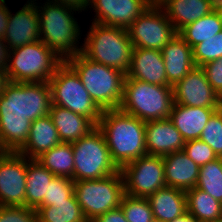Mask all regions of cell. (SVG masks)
<instances>
[{
	"mask_svg": "<svg viewBox=\"0 0 222 222\" xmlns=\"http://www.w3.org/2000/svg\"><path fill=\"white\" fill-rule=\"evenodd\" d=\"M174 103L190 107L220 108V96L199 66H195L173 87Z\"/></svg>",
	"mask_w": 222,
	"mask_h": 222,
	"instance_id": "5bb4252c",
	"label": "cell"
},
{
	"mask_svg": "<svg viewBox=\"0 0 222 222\" xmlns=\"http://www.w3.org/2000/svg\"><path fill=\"white\" fill-rule=\"evenodd\" d=\"M183 152L199 167L219 158L214 150L200 139L185 142Z\"/></svg>",
	"mask_w": 222,
	"mask_h": 222,
	"instance_id": "d590c367",
	"label": "cell"
},
{
	"mask_svg": "<svg viewBox=\"0 0 222 222\" xmlns=\"http://www.w3.org/2000/svg\"><path fill=\"white\" fill-rule=\"evenodd\" d=\"M212 89L222 95V57L201 66Z\"/></svg>",
	"mask_w": 222,
	"mask_h": 222,
	"instance_id": "74e56055",
	"label": "cell"
},
{
	"mask_svg": "<svg viewBox=\"0 0 222 222\" xmlns=\"http://www.w3.org/2000/svg\"><path fill=\"white\" fill-rule=\"evenodd\" d=\"M149 7L146 0H89L88 4L95 12L92 22L124 29Z\"/></svg>",
	"mask_w": 222,
	"mask_h": 222,
	"instance_id": "9a60e30c",
	"label": "cell"
},
{
	"mask_svg": "<svg viewBox=\"0 0 222 222\" xmlns=\"http://www.w3.org/2000/svg\"><path fill=\"white\" fill-rule=\"evenodd\" d=\"M74 193V180L66 177L55 176L48 185L47 197H44L42 206H51L55 203L69 202V197Z\"/></svg>",
	"mask_w": 222,
	"mask_h": 222,
	"instance_id": "836d02e7",
	"label": "cell"
},
{
	"mask_svg": "<svg viewBox=\"0 0 222 222\" xmlns=\"http://www.w3.org/2000/svg\"><path fill=\"white\" fill-rule=\"evenodd\" d=\"M60 143L57 129L48 114L31 122L28 139L18 153L29 159H37Z\"/></svg>",
	"mask_w": 222,
	"mask_h": 222,
	"instance_id": "603a6c76",
	"label": "cell"
},
{
	"mask_svg": "<svg viewBox=\"0 0 222 222\" xmlns=\"http://www.w3.org/2000/svg\"><path fill=\"white\" fill-rule=\"evenodd\" d=\"M56 3L66 5L78 10V14L82 11H88L89 0H51Z\"/></svg>",
	"mask_w": 222,
	"mask_h": 222,
	"instance_id": "ab89813d",
	"label": "cell"
},
{
	"mask_svg": "<svg viewBox=\"0 0 222 222\" xmlns=\"http://www.w3.org/2000/svg\"><path fill=\"white\" fill-rule=\"evenodd\" d=\"M219 108L190 107L173 104L169 119L181 133L185 142L199 139L209 118Z\"/></svg>",
	"mask_w": 222,
	"mask_h": 222,
	"instance_id": "44dd1931",
	"label": "cell"
},
{
	"mask_svg": "<svg viewBox=\"0 0 222 222\" xmlns=\"http://www.w3.org/2000/svg\"><path fill=\"white\" fill-rule=\"evenodd\" d=\"M5 2L6 0H0V5H7Z\"/></svg>",
	"mask_w": 222,
	"mask_h": 222,
	"instance_id": "f907efd6",
	"label": "cell"
},
{
	"mask_svg": "<svg viewBox=\"0 0 222 222\" xmlns=\"http://www.w3.org/2000/svg\"><path fill=\"white\" fill-rule=\"evenodd\" d=\"M195 187L222 203V157L200 167Z\"/></svg>",
	"mask_w": 222,
	"mask_h": 222,
	"instance_id": "4dcf8cb0",
	"label": "cell"
},
{
	"mask_svg": "<svg viewBox=\"0 0 222 222\" xmlns=\"http://www.w3.org/2000/svg\"><path fill=\"white\" fill-rule=\"evenodd\" d=\"M8 151L4 148L0 140V157H3Z\"/></svg>",
	"mask_w": 222,
	"mask_h": 222,
	"instance_id": "bcb514c9",
	"label": "cell"
},
{
	"mask_svg": "<svg viewBox=\"0 0 222 222\" xmlns=\"http://www.w3.org/2000/svg\"><path fill=\"white\" fill-rule=\"evenodd\" d=\"M71 144L74 153V181L98 180L120 170L112 161L105 137L97 126Z\"/></svg>",
	"mask_w": 222,
	"mask_h": 222,
	"instance_id": "ba28073f",
	"label": "cell"
},
{
	"mask_svg": "<svg viewBox=\"0 0 222 222\" xmlns=\"http://www.w3.org/2000/svg\"><path fill=\"white\" fill-rule=\"evenodd\" d=\"M9 82L5 69L0 68V94L5 89L6 84Z\"/></svg>",
	"mask_w": 222,
	"mask_h": 222,
	"instance_id": "ee69618b",
	"label": "cell"
},
{
	"mask_svg": "<svg viewBox=\"0 0 222 222\" xmlns=\"http://www.w3.org/2000/svg\"><path fill=\"white\" fill-rule=\"evenodd\" d=\"M36 211L38 222H88L74 193L69 197V202L41 206Z\"/></svg>",
	"mask_w": 222,
	"mask_h": 222,
	"instance_id": "f546056e",
	"label": "cell"
},
{
	"mask_svg": "<svg viewBox=\"0 0 222 222\" xmlns=\"http://www.w3.org/2000/svg\"><path fill=\"white\" fill-rule=\"evenodd\" d=\"M66 62L79 75L91 99L103 111L119 109L126 74L113 67L96 63L78 53Z\"/></svg>",
	"mask_w": 222,
	"mask_h": 222,
	"instance_id": "277c9868",
	"label": "cell"
},
{
	"mask_svg": "<svg viewBox=\"0 0 222 222\" xmlns=\"http://www.w3.org/2000/svg\"><path fill=\"white\" fill-rule=\"evenodd\" d=\"M25 207L37 210L47 197L48 185L55 175L36 159L27 158Z\"/></svg>",
	"mask_w": 222,
	"mask_h": 222,
	"instance_id": "484cf974",
	"label": "cell"
},
{
	"mask_svg": "<svg viewBox=\"0 0 222 222\" xmlns=\"http://www.w3.org/2000/svg\"><path fill=\"white\" fill-rule=\"evenodd\" d=\"M120 207L128 222H151L153 212L147 198L124 194Z\"/></svg>",
	"mask_w": 222,
	"mask_h": 222,
	"instance_id": "1f68e13d",
	"label": "cell"
},
{
	"mask_svg": "<svg viewBox=\"0 0 222 222\" xmlns=\"http://www.w3.org/2000/svg\"><path fill=\"white\" fill-rule=\"evenodd\" d=\"M51 104L49 82L6 84L0 94V140L8 152L24 146L31 122L48 115Z\"/></svg>",
	"mask_w": 222,
	"mask_h": 222,
	"instance_id": "6da1fadb",
	"label": "cell"
},
{
	"mask_svg": "<svg viewBox=\"0 0 222 222\" xmlns=\"http://www.w3.org/2000/svg\"><path fill=\"white\" fill-rule=\"evenodd\" d=\"M35 1H38V0H27L26 4H37V2Z\"/></svg>",
	"mask_w": 222,
	"mask_h": 222,
	"instance_id": "c3c4849f",
	"label": "cell"
},
{
	"mask_svg": "<svg viewBox=\"0 0 222 222\" xmlns=\"http://www.w3.org/2000/svg\"><path fill=\"white\" fill-rule=\"evenodd\" d=\"M36 160L55 176L74 180V153L71 143L61 142Z\"/></svg>",
	"mask_w": 222,
	"mask_h": 222,
	"instance_id": "f1b7e54d",
	"label": "cell"
},
{
	"mask_svg": "<svg viewBox=\"0 0 222 222\" xmlns=\"http://www.w3.org/2000/svg\"><path fill=\"white\" fill-rule=\"evenodd\" d=\"M36 7L40 41L64 61L81 53L82 44L79 41L82 32L78 19L74 17L78 10L51 0H46L43 4L37 3Z\"/></svg>",
	"mask_w": 222,
	"mask_h": 222,
	"instance_id": "3957f363",
	"label": "cell"
},
{
	"mask_svg": "<svg viewBox=\"0 0 222 222\" xmlns=\"http://www.w3.org/2000/svg\"><path fill=\"white\" fill-rule=\"evenodd\" d=\"M63 62L42 41H36L9 50L5 71L11 82H49Z\"/></svg>",
	"mask_w": 222,
	"mask_h": 222,
	"instance_id": "8992f818",
	"label": "cell"
},
{
	"mask_svg": "<svg viewBox=\"0 0 222 222\" xmlns=\"http://www.w3.org/2000/svg\"><path fill=\"white\" fill-rule=\"evenodd\" d=\"M0 222H38L37 211L24 206H0Z\"/></svg>",
	"mask_w": 222,
	"mask_h": 222,
	"instance_id": "8d00e7d4",
	"label": "cell"
},
{
	"mask_svg": "<svg viewBox=\"0 0 222 222\" xmlns=\"http://www.w3.org/2000/svg\"><path fill=\"white\" fill-rule=\"evenodd\" d=\"M161 8L178 33L217 8V0H167Z\"/></svg>",
	"mask_w": 222,
	"mask_h": 222,
	"instance_id": "7402d4cb",
	"label": "cell"
},
{
	"mask_svg": "<svg viewBox=\"0 0 222 222\" xmlns=\"http://www.w3.org/2000/svg\"><path fill=\"white\" fill-rule=\"evenodd\" d=\"M199 139L207 143L218 157H222V111L220 109L209 118Z\"/></svg>",
	"mask_w": 222,
	"mask_h": 222,
	"instance_id": "e575fe53",
	"label": "cell"
},
{
	"mask_svg": "<svg viewBox=\"0 0 222 222\" xmlns=\"http://www.w3.org/2000/svg\"><path fill=\"white\" fill-rule=\"evenodd\" d=\"M49 115L57 129L61 142H75L96 127L86 116L57 105H51Z\"/></svg>",
	"mask_w": 222,
	"mask_h": 222,
	"instance_id": "cb8c5ba5",
	"label": "cell"
},
{
	"mask_svg": "<svg viewBox=\"0 0 222 222\" xmlns=\"http://www.w3.org/2000/svg\"><path fill=\"white\" fill-rule=\"evenodd\" d=\"M9 50L40 41L39 18L36 4L23 5L15 14L10 11L3 38Z\"/></svg>",
	"mask_w": 222,
	"mask_h": 222,
	"instance_id": "2e32d148",
	"label": "cell"
},
{
	"mask_svg": "<svg viewBox=\"0 0 222 222\" xmlns=\"http://www.w3.org/2000/svg\"><path fill=\"white\" fill-rule=\"evenodd\" d=\"M168 86H174L181 81L194 67L192 48L177 33L161 49Z\"/></svg>",
	"mask_w": 222,
	"mask_h": 222,
	"instance_id": "d6986e66",
	"label": "cell"
},
{
	"mask_svg": "<svg viewBox=\"0 0 222 222\" xmlns=\"http://www.w3.org/2000/svg\"><path fill=\"white\" fill-rule=\"evenodd\" d=\"M92 222H128L121 207L107 211Z\"/></svg>",
	"mask_w": 222,
	"mask_h": 222,
	"instance_id": "f35d334b",
	"label": "cell"
},
{
	"mask_svg": "<svg viewBox=\"0 0 222 222\" xmlns=\"http://www.w3.org/2000/svg\"><path fill=\"white\" fill-rule=\"evenodd\" d=\"M145 145L147 155L165 156L173 152L183 151L185 141L168 118L145 123Z\"/></svg>",
	"mask_w": 222,
	"mask_h": 222,
	"instance_id": "e0dca14e",
	"label": "cell"
},
{
	"mask_svg": "<svg viewBox=\"0 0 222 222\" xmlns=\"http://www.w3.org/2000/svg\"><path fill=\"white\" fill-rule=\"evenodd\" d=\"M128 78L168 86L165 64L159 50L133 48Z\"/></svg>",
	"mask_w": 222,
	"mask_h": 222,
	"instance_id": "ac0fdd59",
	"label": "cell"
},
{
	"mask_svg": "<svg viewBox=\"0 0 222 222\" xmlns=\"http://www.w3.org/2000/svg\"><path fill=\"white\" fill-rule=\"evenodd\" d=\"M173 104L172 86L154 85L126 76L120 110L147 122L168 119Z\"/></svg>",
	"mask_w": 222,
	"mask_h": 222,
	"instance_id": "52a82bcc",
	"label": "cell"
},
{
	"mask_svg": "<svg viewBox=\"0 0 222 222\" xmlns=\"http://www.w3.org/2000/svg\"><path fill=\"white\" fill-rule=\"evenodd\" d=\"M145 123L120 109L102 111L97 127L102 131L111 159L119 169L147 155Z\"/></svg>",
	"mask_w": 222,
	"mask_h": 222,
	"instance_id": "7a4b0ae2",
	"label": "cell"
},
{
	"mask_svg": "<svg viewBox=\"0 0 222 222\" xmlns=\"http://www.w3.org/2000/svg\"><path fill=\"white\" fill-rule=\"evenodd\" d=\"M169 222H199V221L187 211L183 215Z\"/></svg>",
	"mask_w": 222,
	"mask_h": 222,
	"instance_id": "7bdbcfd3",
	"label": "cell"
},
{
	"mask_svg": "<svg viewBox=\"0 0 222 222\" xmlns=\"http://www.w3.org/2000/svg\"><path fill=\"white\" fill-rule=\"evenodd\" d=\"M222 31V13L216 8L211 13L182 28L178 34L193 48Z\"/></svg>",
	"mask_w": 222,
	"mask_h": 222,
	"instance_id": "83f0119b",
	"label": "cell"
},
{
	"mask_svg": "<svg viewBox=\"0 0 222 222\" xmlns=\"http://www.w3.org/2000/svg\"><path fill=\"white\" fill-rule=\"evenodd\" d=\"M151 222H167L158 218H153Z\"/></svg>",
	"mask_w": 222,
	"mask_h": 222,
	"instance_id": "681fc988",
	"label": "cell"
},
{
	"mask_svg": "<svg viewBox=\"0 0 222 222\" xmlns=\"http://www.w3.org/2000/svg\"><path fill=\"white\" fill-rule=\"evenodd\" d=\"M217 8L221 11L222 13V0H217Z\"/></svg>",
	"mask_w": 222,
	"mask_h": 222,
	"instance_id": "7dc6e473",
	"label": "cell"
},
{
	"mask_svg": "<svg viewBox=\"0 0 222 222\" xmlns=\"http://www.w3.org/2000/svg\"><path fill=\"white\" fill-rule=\"evenodd\" d=\"M52 104L86 116L96 126L102 110L91 99L76 71L64 61L50 78Z\"/></svg>",
	"mask_w": 222,
	"mask_h": 222,
	"instance_id": "30bf717a",
	"label": "cell"
},
{
	"mask_svg": "<svg viewBox=\"0 0 222 222\" xmlns=\"http://www.w3.org/2000/svg\"><path fill=\"white\" fill-rule=\"evenodd\" d=\"M167 0H146L149 6L161 7Z\"/></svg>",
	"mask_w": 222,
	"mask_h": 222,
	"instance_id": "f6af8a7d",
	"label": "cell"
},
{
	"mask_svg": "<svg viewBox=\"0 0 222 222\" xmlns=\"http://www.w3.org/2000/svg\"><path fill=\"white\" fill-rule=\"evenodd\" d=\"M7 5H0V38H4L5 31L8 25V17L10 14V9Z\"/></svg>",
	"mask_w": 222,
	"mask_h": 222,
	"instance_id": "60d3db41",
	"label": "cell"
},
{
	"mask_svg": "<svg viewBox=\"0 0 222 222\" xmlns=\"http://www.w3.org/2000/svg\"><path fill=\"white\" fill-rule=\"evenodd\" d=\"M133 48L161 49L176 35L161 7L150 6L127 29Z\"/></svg>",
	"mask_w": 222,
	"mask_h": 222,
	"instance_id": "7c38bea8",
	"label": "cell"
},
{
	"mask_svg": "<svg viewBox=\"0 0 222 222\" xmlns=\"http://www.w3.org/2000/svg\"><path fill=\"white\" fill-rule=\"evenodd\" d=\"M74 194L88 222L120 207L125 194L121 170L98 180L74 181Z\"/></svg>",
	"mask_w": 222,
	"mask_h": 222,
	"instance_id": "9c48e42d",
	"label": "cell"
},
{
	"mask_svg": "<svg viewBox=\"0 0 222 222\" xmlns=\"http://www.w3.org/2000/svg\"><path fill=\"white\" fill-rule=\"evenodd\" d=\"M163 165L166 186L183 191L196 186L200 167L183 151L163 156Z\"/></svg>",
	"mask_w": 222,
	"mask_h": 222,
	"instance_id": "ffe728a7",
	"label": "cell"
},
{
	"mask_svg": "<svg viewBox=\"0 0 222 222\" xmlns=\"http://www.w3.org/2000/svg\"><path fill=\"white\" fill-rule=\"evenodd\" d=\"M220 106H222V95L220 96Z\"/></svg>",
	"mask_w": 222,
	"mask_h": 222,
	"instance_id": "816d5d0a",
	"label": "cell"
},
{
	"mask_svg": "<svg viewBox=\"0 0 222 222\" xmlns=\"http://www.w3.org/2000/svg\"><path fill=\"white\" fill-rule=\"evenodd\" d=\"M153 218L172 221L187 212L186 191L165 186L148 198Z\"/></svg>",
	"mask_w": 222,
	"mask_h": 222,
	"instance_id": "d4e9b609",
	"label": "cell"
},
{
	"mask_svg": "<svg viewBox=\"0 0 222 222\" xmlns=\"http://www.w3.org/2000/svg\"><path fill=\"white\" fill-rule=\"evenodd\" d=\"M187 211L199 222L222 221V203L207 192L194 187L186 191Z\"/></svg>",
	"mask_w": 222,
	"mask_h": 222,
	"instance_id": "4316f807",
	"label": "cell"
},
{
	"mask_svg": "<svg viewBox=\"0 0 222 222\" xmlns=\"http://www.w3.org/2000/svg\"><path fill=\"white\" fill-rule=\"evenodd\" d=\"M120 170L127 195L148 198L166 186L163 156L145 155L125 164Z\"/></svg>",
	"mask_w": 222,
	"mask_h": 222,
	"instance_id": "8fae6325",
	"label": "cell"
},
{
	"mask_svg": "<svg viewBox=\"0 0 222 222\" xmlns=\"http://www.w3.org/2000/svg\"><path fill=\"white\" fill-rule=\"evenodd\" d=\"M9 49L2 38H0V68L6 69Z\"/></svg>",
	"mask_w": 222,
	"mask_h": 222,
	"instance_id": "b9f144b4",
	"label": "cell"
},
{
	"mask_svg": "<svg viewBox=\"0 0 222 222\" xmlns=\"http://www.w3.org/2000/svg\"><path fill=\"white\" fill-rule=\"evenodd\" d=\"M27 157L7 152L0 157V206H24Z\"/></svg>",
	"mask_w": 222,
	"mask_h": 222,
	"instance_id": "4fadbf2b",
	"label": "cell"
},
{
	"mask_svg": "<svg viewBox=\"0 0 222 222\" xmlns=\"http://www.w3.org/2000/svg\"><path fill=\"white\" fill-rule=\"evenodd\" d=\"M81 53L93 62L118 69L125 74L131 66L133 44L127 29L101 25L89 27Z\"/></svg>",
	"mask_w": 222,
	"mask_h": 222,
	"instance_id": "5b68a950",
	"label": "cell"
},
{
	"mask_svg": "<svg viewBox=\"0 0 222 222\" xmlns=\"http://www.w3.org/2000/svg\"><path fill=\"white\" fill-rule=\"evenodd\" d=\"M192 52L195 66L201 67L206 63L220 59L222 57V31L195 45Z\"/></svg>",
	"mask_w": 222,
	"mask_h": 222,
	"instance_id": "d6a6232c",
	"label": "cell"
}]
</instances>
